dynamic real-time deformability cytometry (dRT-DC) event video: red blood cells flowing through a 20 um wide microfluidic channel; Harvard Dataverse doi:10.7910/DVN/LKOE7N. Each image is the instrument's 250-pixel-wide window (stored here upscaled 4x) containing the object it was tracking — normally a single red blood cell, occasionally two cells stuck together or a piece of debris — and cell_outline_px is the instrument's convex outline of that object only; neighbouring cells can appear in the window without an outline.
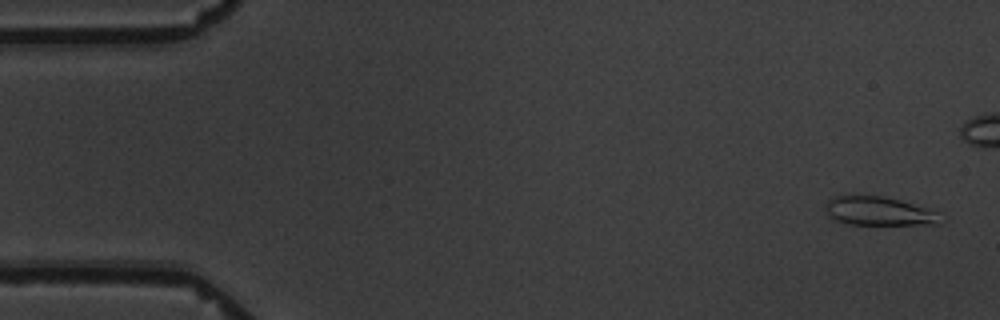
{"species": "common noctule bat (a hibernating species)", "species_latin": "Nyctalus noctula", "temperature_condition": "warm", "stored_images_in_passage": 6, "camera_frame_rate_fps": 3000, "um_per_image_px": 0.085, "animal": {"sex": "male", "body_mass_g": 19.5, "forearm_length_mm": 54.6}, "frame": {"image": 1, "passage_image": 1, "time_ms": 0.0, "image_size_px": [1000, 320], "cell_outline_px": [[940, 224], [848, 224], [836, 220], [828, 216], [824, 204], [828, 200], [836, 196], [884, 196], [900, 200], [936, 212]], "centroid_in_image_um": [74.62, 17.95], "position_along_channel_um": 10.4, "area_um2": 18.79}}